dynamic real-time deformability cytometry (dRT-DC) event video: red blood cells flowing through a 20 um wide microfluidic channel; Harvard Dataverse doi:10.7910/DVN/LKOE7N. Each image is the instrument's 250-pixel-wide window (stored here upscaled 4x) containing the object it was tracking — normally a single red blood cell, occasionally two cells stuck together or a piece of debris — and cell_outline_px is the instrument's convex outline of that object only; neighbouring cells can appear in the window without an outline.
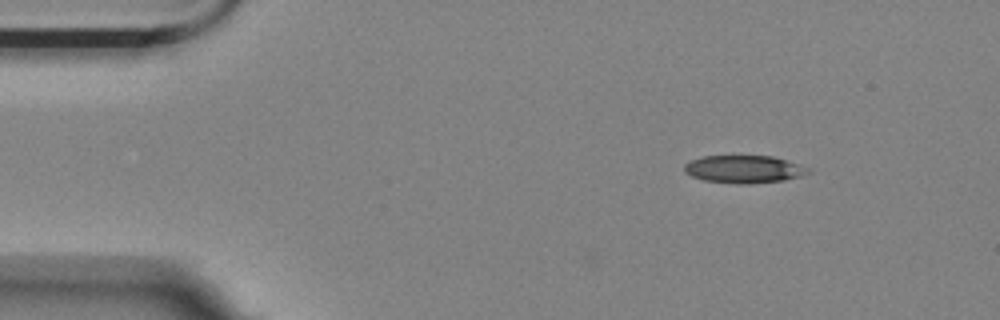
{"species": "Egyptian fruit bat (a non-hibernating species)", "species_latin": "Rousettus aegyptiacus", "temperature_condition": "room temperature", "stored_images_in_passage": 5, "camera_frame_rate_fps": 3000, "um_per_image_px": 0.085, "animal": {"sex": "female"}, "frame": {"image": 1, "passage_image": 1, "time_ms": 0.0, "image_size_px": [1000, 320], "cell_outline_px": [[812, 172], [800, 176], [784, 180], [748, 184], [740, 184], [704, 180], [692, 176], [684, 172], [684, 164], [700, 156], [772, 156], [788, 160], [812, 168]], "centroid_in_image_um": [63.27, 14.38], "position_along_channel_um": 21.7, "area_um2": 20.11}}
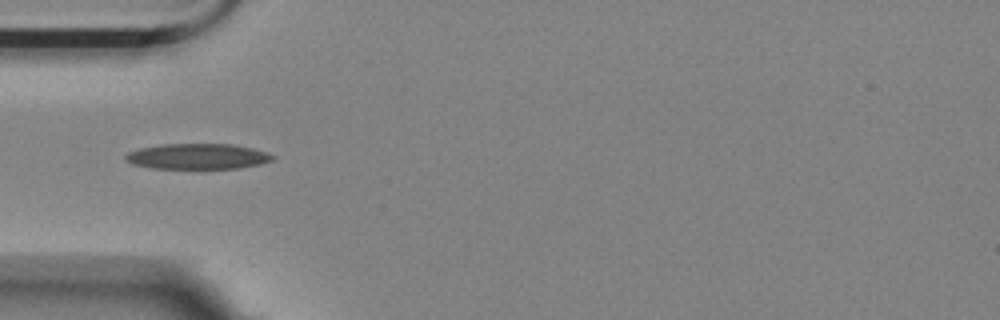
{"frame": {"image": 2, "passage_image": 4, "time_ms": 3.333, "image_size_px": [1000, 320], "cell_outline_px": [[276, 156], [272, 160], [260, 164], [240, 168], [152, 168], [132, 164], [124, 160], [124, 156], [128, 152], [140, 148], [160, 144], [232, 144], [252, 148]], "centroid_in_image_um": [16.76, 13.29], "position_along_channel_um": 68.2, "area_um2": 21.85}}
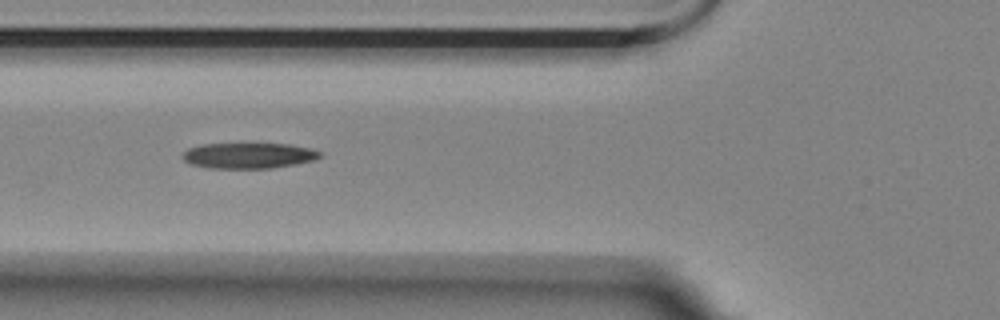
{"frame": {"image": 3, "passage_image": 5, "time_ms": 4.333, "image_size_px": [1000, 320], "cell_outline_px": [[320, 156], [312, 160], [296, 164], [272, 168], [208, 168], [192, 164], [184, 160], [180, 156], [188, 148], [200, 144], [288, 144], [312, 148], [320, 152]], "centroid_in_image_um": [21.1, 13.22], "position_along_channel_um": 104.7, "area_um2": 20.46}}